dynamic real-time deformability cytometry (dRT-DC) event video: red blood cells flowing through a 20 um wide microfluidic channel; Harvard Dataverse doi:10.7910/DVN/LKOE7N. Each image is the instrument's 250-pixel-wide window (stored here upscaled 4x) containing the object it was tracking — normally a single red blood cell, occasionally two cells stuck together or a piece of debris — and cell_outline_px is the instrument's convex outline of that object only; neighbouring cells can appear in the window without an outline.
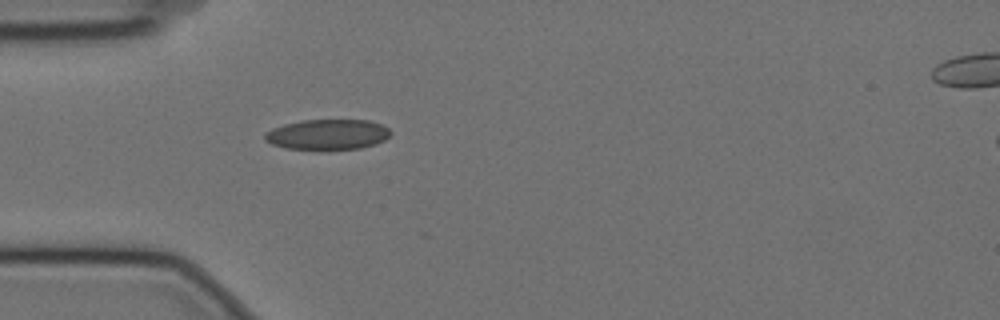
{"species": "Egyptian fruit bat (a non-hibernating species)", "species_latin": "Rousettus aegyptiacus", "temperature_condition": "cold", "stored_images_in_passage": 8, "camera_frame_rate_fps": 3000, "um_per_image_px": 0.085, "animal": {"sex": "female"}, "frame": {"image": 1, "passage_image": 1, "time_ms": 0.0, "image_size_px": [1000, 320], "cell_outline_px": [[392, 132], [384, 140], [376, 144], [360, 148], [284, 148], [272, 144], [264, 140], [264, 132], [272, 128], [284, 124], [300, 120], [368, 120], [380, 124], [388, 128]], "centroid_in_image_um": [27.82, 11.41], "position_along_channel_um": 57.2, "area_um2": 21.96}}
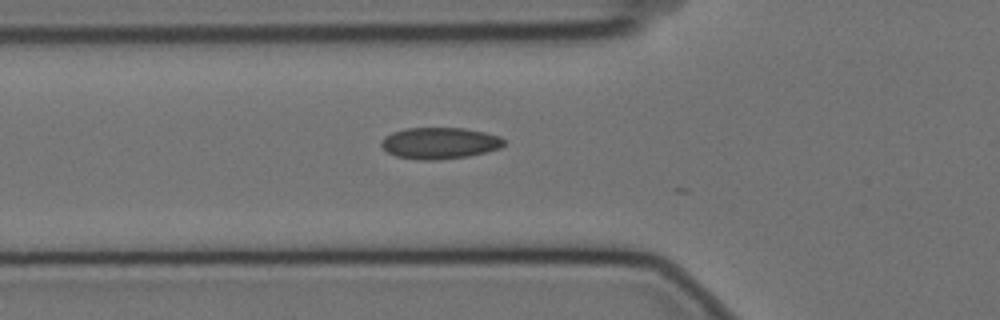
{"frame": {"image": 2, "passage_image": 4, "time_ms": 1.0, "image_size_px": [1000, 320], "cell_outline_px": [[504, 144], [500, 148], [468, 156], [436, 160], [416, 160], [396, 156], [388, 152], [380, 144], [384, 136], [392, 132], [404, 128], [464, 128], [484, 132], [500, 136], [504, 140]], "centroid_in_image_um": [37.34, 12.16], "position_along_channel_um": 88.5, "area_um2": 22.48}}
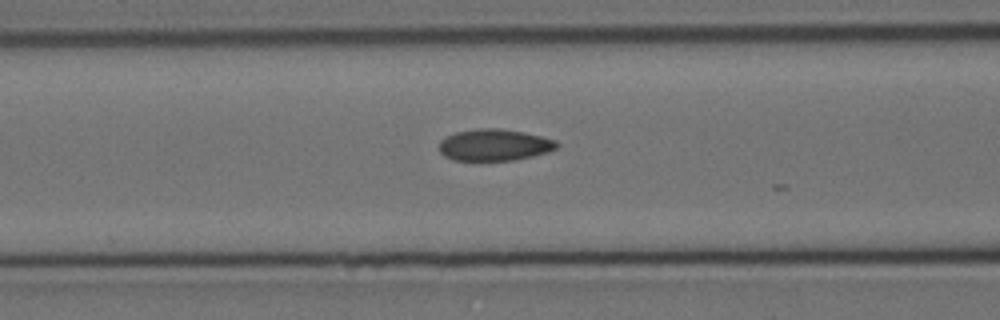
{"frame": {"image": 3, "passage_image": 7, "time_ms": 2.0, "image_size_px": [1000, 320], "cell_outline_px": [[560, 144], [556, 148], [548, 152], [532, 156], [512, 160], [452, 160], [444, 156], [440, 152], [440, 140], [456, 132], [480, 128], [500, 128], [524, 132], [556, 140]], "centroid_in_image_um": [42.03, 12.32], "position_along_channel_um": 124.6, "area_um2": 21.62}}